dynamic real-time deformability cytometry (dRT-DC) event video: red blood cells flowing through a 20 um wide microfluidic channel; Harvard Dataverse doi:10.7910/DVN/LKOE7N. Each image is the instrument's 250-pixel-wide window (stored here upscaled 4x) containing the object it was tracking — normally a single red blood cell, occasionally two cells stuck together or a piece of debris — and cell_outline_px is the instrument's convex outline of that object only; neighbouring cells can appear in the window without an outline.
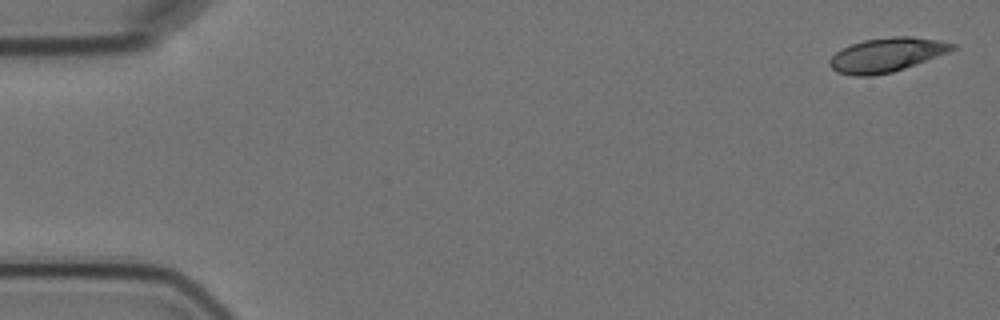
{"species": "Egyptian fruit bat (a non-hibernating species)", "species_latin": "Rousettus aegyptiacus", "temperature_condition": "cold", "stored_images_in_passage": 8, "camera_frame_rate_fps": 3000, "um_per_image_px": 0.085, "animal": {"sex": "female"}, "frame": {"image": 1, "passage_image": 1, "time_ms": 0.0, "image_size_px": [1000, 320], "cell_outline_px": [[956, 48], [948, 52], [904, 68], [892, 72], [872, 76], [852, 76], [836, 72], [828, 64], [828, 60], [836, 52], [852, 44], [864, 40], [892, 36], [912, 36], [940, 40], [956, 44]], "centroid_in_image_um": [75.35, 4.66], "position_along_channel_um": 9.7, "area_um2": 24.33}}
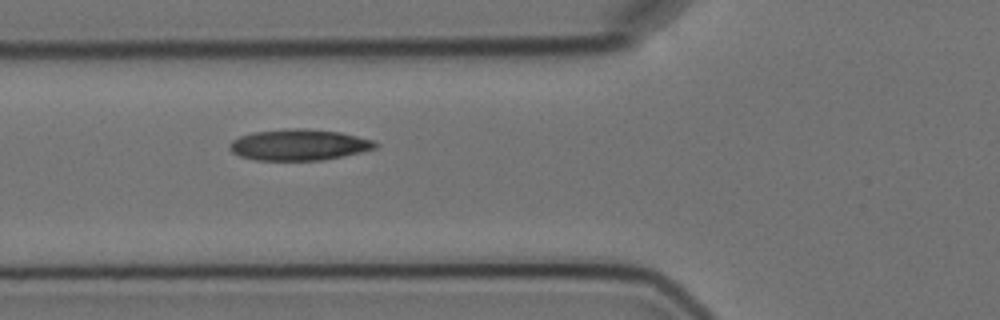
{"frame": {"image": 2, "passage_image": 5, "time_ms": 6.333, "image_size_px": [1000, 320], "cell_outline_px": [[380, 144], [376, 148], [344, 156], [324, 160], [256, 160], [240, 156], [232, 152], [228, 148], [228, 144], [232, 140], [240, 136], [252, 132], [288, 128], [304, 128], [340, 132], [376, 140]], "centroid_in_image_um": [25.43, 12.3], "position_along_channel_um": 100.4, "area_um2": 26.7}}
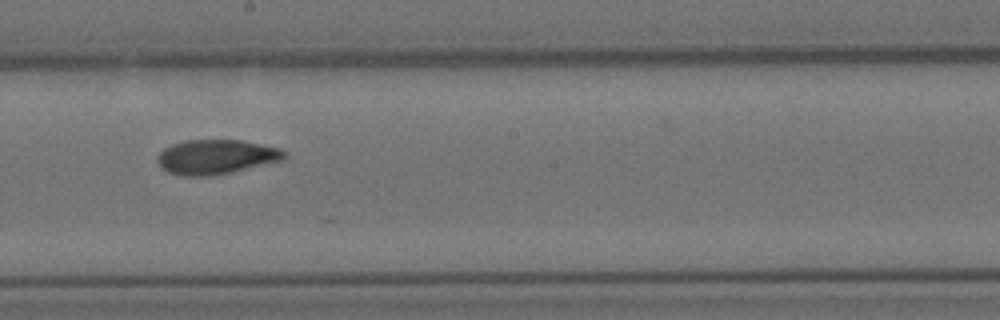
{"frame": {"image": 3, "passage_image": 8, "time_ms": 10.0, "image_size_px": [1000, 320], "cell_outline_px": [[288, 156], [284, 160], [232, 172], [208, 176], [180, 176], [168, 172], [160, 168], [156, 160], [156, 156], [164, 148], [172, 144], [184, 140], [240, 140], [280, 148]], "centroid_in_image_um": [18.33, 13.34], "position_along_channel_um": 229.9, "area_um2": 25.78}}